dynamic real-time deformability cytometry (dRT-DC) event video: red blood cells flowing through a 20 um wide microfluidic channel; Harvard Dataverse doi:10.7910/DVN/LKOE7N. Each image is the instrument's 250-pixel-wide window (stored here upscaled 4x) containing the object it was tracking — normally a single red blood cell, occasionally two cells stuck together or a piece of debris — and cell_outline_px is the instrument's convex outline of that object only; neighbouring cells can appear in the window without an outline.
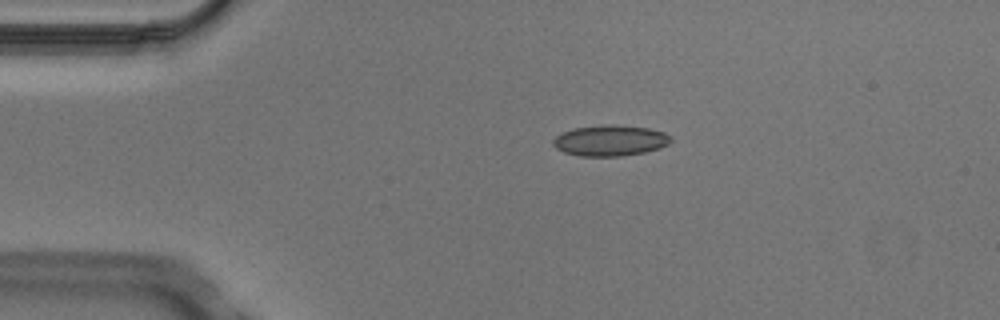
{"species": "Egyptian fruit bat (a non-hibernating species)", "species_latin": "Rousettus aegyptiacus", "temperature_condition": "cold", "stored_images_in_passage": 4, "camera_frame_rate_fps": 3000, "um_per_image_px": 0.085, "animal": {"sex": "male"}, "frame": {"image": 1, "passage_image": 1, "time_ms": 0.0, "image_size_px": [1000, 320], "cell_outline_px": [[672, 140], [668, 144], [660, 148], [644, 152], [620, 156], [580, 156], [564, 152], [556, 148], [552, 144], [552, 140], [556, 136], [572, 128], [612, 124], [616, 124], [648, 128], [664, 132], [672, 136]], "centroid_in_image_um": [51.87, 11.94], "position_along_channel_um": 33.1, "area_um2": 21.21}}
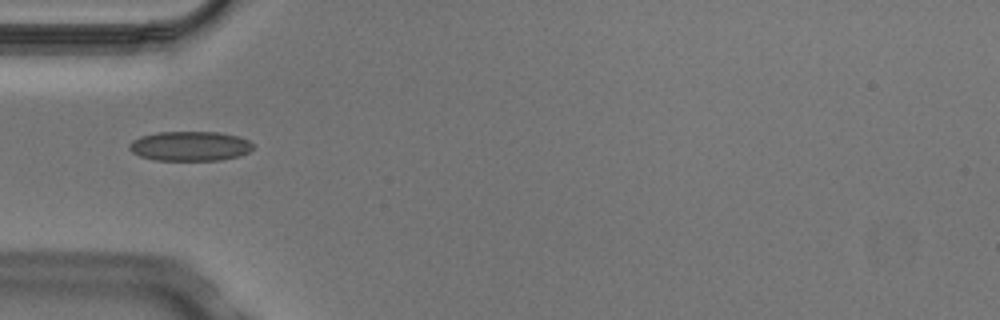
{"frame": {"image": 2, "passage_image": 2, "time_ms": 0.333, "image_size_px": [1000, 320], "cell_outline_px": [[252, 148], [248, 152], [236, 156], [220, 160], [156, 160], [140, 156], [132, 152], [128, 148], [128, 144], [132, 140], [140, 136], [156, 132], [220, 132], [236, 136], [248, 140], [252, 144]], "centroid_in_image_um": [16.09, 12.41], "position_along_channel_um": 68.9, "area_um2": 21.27}}
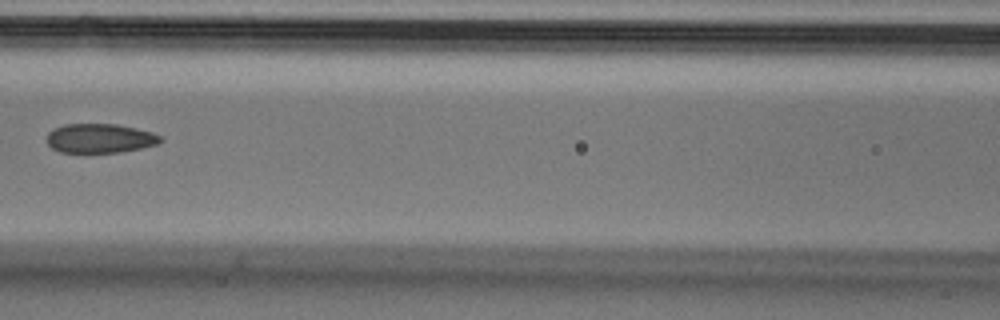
{"frame": {"image": 3, "passage_image": 4, "time_ms": 1.0, "image_size_px": [1000, 320], "cell_outline_px": [[164, 140], [156, 144], [140, 148], [120, 152], [60, 152], [52, 148], [48, 144], [48, 132], [52, 128], [64, 124], [116, 124], [136, 128], [152, 132], [160, 136]], "centroid_in_image_um": [8.48, 11.75], "position_along_channel_um": 158.1, "area_um2": 19.31}}